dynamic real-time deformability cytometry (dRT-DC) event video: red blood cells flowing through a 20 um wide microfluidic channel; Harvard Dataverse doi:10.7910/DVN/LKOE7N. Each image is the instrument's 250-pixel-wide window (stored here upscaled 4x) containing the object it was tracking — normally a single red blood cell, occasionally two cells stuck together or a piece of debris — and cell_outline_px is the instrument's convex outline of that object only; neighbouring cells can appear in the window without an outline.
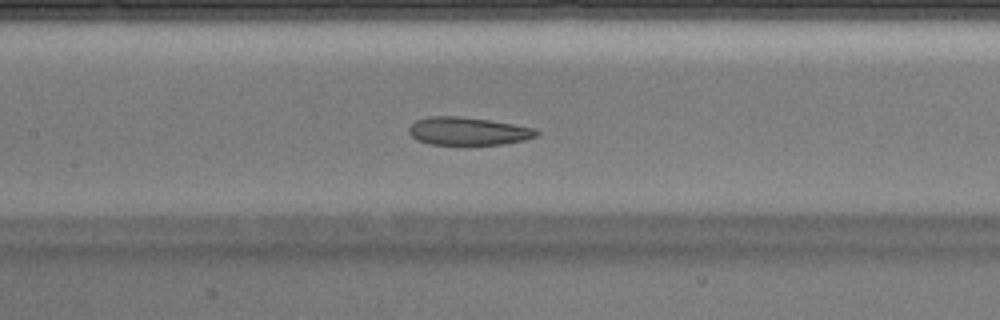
{"species": "Egyptian fruit bat (a non-hibernating species)", "species_latin": "Rousettus aegyptiacus", "temperature_condition": "warm", "stored_images_in_passage": 44, "camera_frame_rate_fps": 3000, "um_per_image_px": 0.085, "animal": {"sex": "male"}, "frame": {"image": 1, "passage_image": 21, "time_ms": 6.667, "image_size_px": [1000, 320], "cell_outline_px": [[540, 132], [536, 136], [524, 140], [504, 144], [428, 144], [416, 140], [408, 132], [408, 128], [416, 120], [428, 116], [460, 116], [488, 120], [536, 128]], "centroid_in_image_um": [39.76, 11.14], "position_along_channel_um": 167.6, "area_um2": 20.75}}
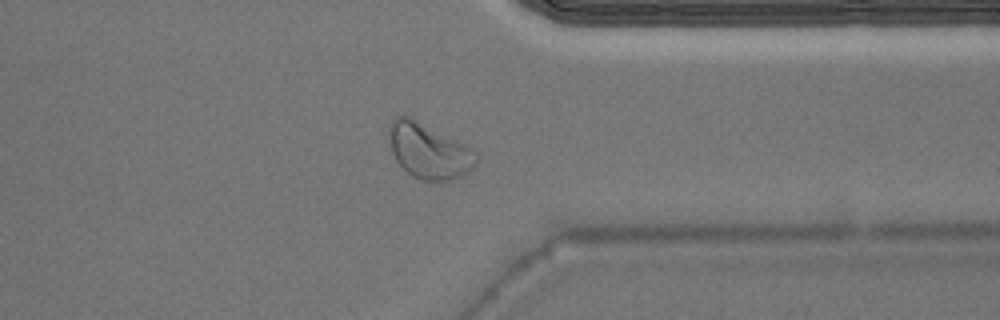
{"frame": {"image": 2, "passage_image": 35, "time_ms": 11.333, "image_size_px": [1000, 320], "cell_outline_px": [[476, 164], [468, 172], [460, 176], [448, 180], [420, 180], [412, 176], [396, 160], [392, 152], [388, 136], [388, 128], [392, 116], [412, 116], [472, 148], [476, 156]], "centroid_in_image_um": [36.4, 12.78], "position_along_channel_um": 375.0, "area_um2": 28.09}}
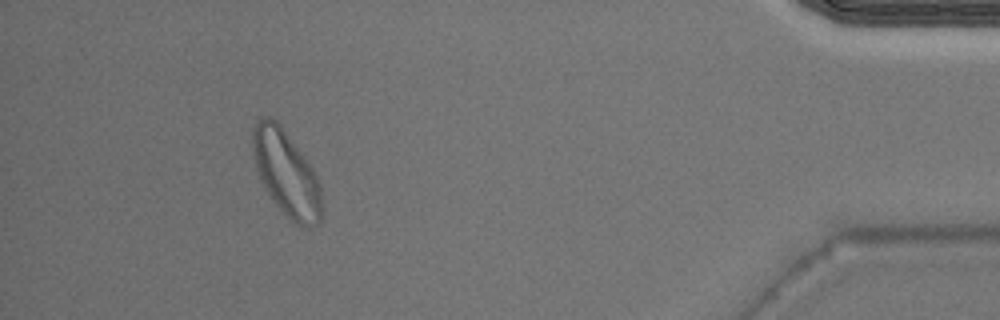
{"frame": {"image": 3, "passage_image": 41, "time_ms": 13.333, "image_size_px": [1000, 320], "cell_outline_px": [[320, 220], [312, 228], [304, 228], [296, 224], [272, 200], [260, 176], [252, 152], [252, 128], [256, 120], [260, 116], [268, 116], [276, 120], [280, 124], [312, 168], [316, 176], [320, 188]], "centroid_in_image_um": [24.3, 14.69], "position_along_channel_um": 410.9, "area_um2": 33.7}}